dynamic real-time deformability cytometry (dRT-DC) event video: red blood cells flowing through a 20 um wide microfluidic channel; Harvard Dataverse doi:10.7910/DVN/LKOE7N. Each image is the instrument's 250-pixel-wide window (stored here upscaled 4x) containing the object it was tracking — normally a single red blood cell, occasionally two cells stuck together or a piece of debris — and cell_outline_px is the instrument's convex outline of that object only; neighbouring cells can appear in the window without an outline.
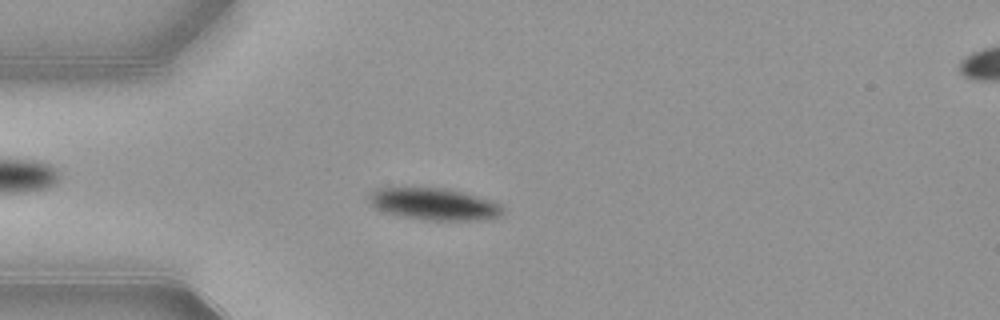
{"species": "common noctule bat (a hibernating species)", "species_latin": "Nyctalus noctula", "temperature_condition": "warm", "stored_images_in_passage": 53, "camera_frame_rate_fps": 3000, "um_per_image_px": 0.085, "animal": {"sex": "female", "body_mass_g": 21.9}, "frame": {"image": 1, "passage_image": 14, "time_ms": 4.333, "image_size_px": [1000, 320], "cell_outline_px": [[504, 212], [500, 216], [476, 220], [428, 220], [404, 216], [388, 212], [376, 208], [368, 204], [368, 196], [376, 188], [448, 188], [464, 192], [492, 200], [500, 204], [504, 208]], "centroid_in_image_um": [36.92, 17.33], "position_along_channel_um": 48.1, "area_um2": 24.8}}
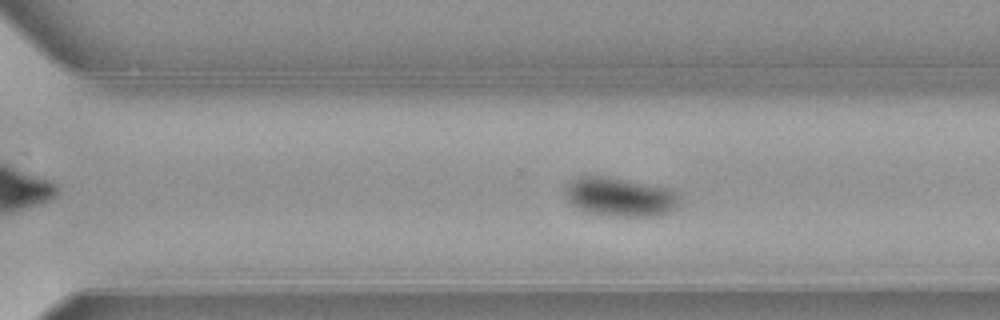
{"frame": {"image": 2, "passage_image": 36, "time_ms": 11.667, "image_size_px": [1000, 320], "cell_outline_px": [[680, 204], [676, 208], [660, 216], [608, 216], [584, 212], [572, 204], [568, 200], [568, 180], [580, 176], [608, 176], [668, 188], [676, 192]], "centroid_in_image_um": [52.72, 16.75], "position_along_channel_um": 317.9, "area_um2": 25.95}}
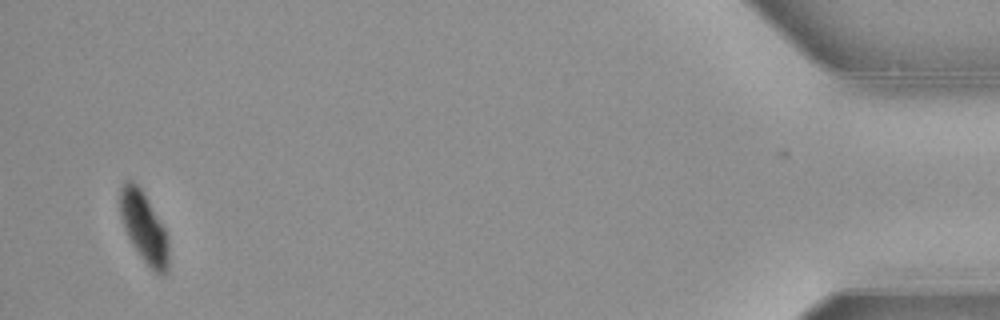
{"frame": {"image": 3, "passage_image": 51, "time_ms": 16.667, "image_size_px": [1000, 320], "cell_outline_px": [[168, 272], [152, 272], [140, 256], [132, 244], [124, 228], [120, 216], [120, 188], [124, 180], [132, 180], [144, 192], [164, 228], [168, 236]], "centroid_in_image_um": [12.22, 19.31], "position_along_channel_um": 423.0, "area_um2": 19.94}, "authors_computed_cell_mechanics": {"area_um2": 24.854, "velocity_mm_per_s": 3.8604, "shape_relaxation_time_tau1_ms": 2.652, "shape_relaxation_time_tau2_ms": null, "deformation_change_tau1": 0.1233, "deformation_change_tau2": null}}